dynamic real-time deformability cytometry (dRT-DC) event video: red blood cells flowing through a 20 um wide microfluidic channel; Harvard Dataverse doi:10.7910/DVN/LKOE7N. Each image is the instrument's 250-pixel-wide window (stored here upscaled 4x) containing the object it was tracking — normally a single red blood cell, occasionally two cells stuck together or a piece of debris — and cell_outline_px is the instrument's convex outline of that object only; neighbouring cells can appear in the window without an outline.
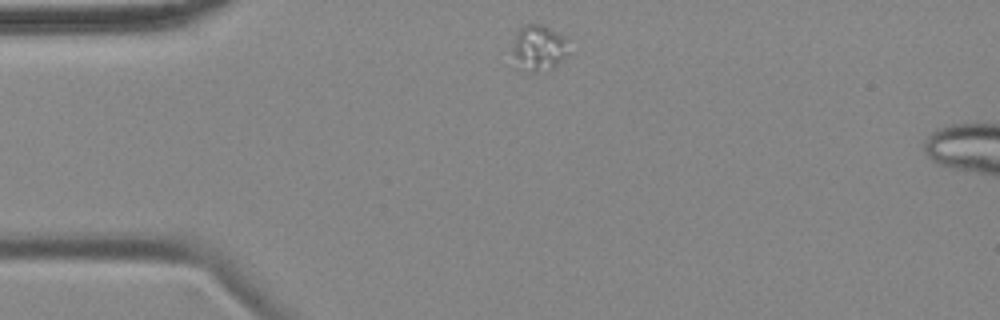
{"species": "common noctule bat (a hibernating species)", "species_latin": "Nyctalus noctula", "temperature_condition": "cold", "stored_images_in_passage": 3, "camera_frame_rate_fps": 3000, "um_per_image_px": 0.085, "animal": {"sex": "female", "body_mass_g": 18.4}, "frame": {"image": 1, "passage_image": 1, "time_ms": 0.0, "image_size_px": [1000, 320], "cell_outline_px": [[568, 40], [564, 60], [552, 68], [536, 72], [520, 72], [516, 68], [512, 52], [512, 48], [516, 36], [520, 28], [528, 24], [540, 24], [568, 36]], "centroid_in_image_um": [45.77, 4.11], "position_along_channel_um": 39.2, "area_um2": 15.37}}